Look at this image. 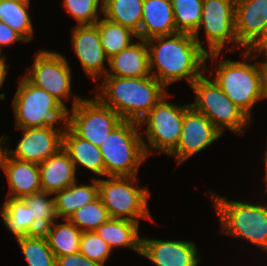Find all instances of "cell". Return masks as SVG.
<instances>
[{
	"label": "cell",
	"instance_id": "obj_9",
	"mask_svg": "<svg viewBox=\"0 0 267 266\" xmlns=\"http://www.w3.org/2000/svg\"><path fill=\"white\" fill-rule=\"evenodd\" d=\"M235 2L236 0H203L201 21L192 35L207 53V60L210 59L212 62L218 60L219 55L223 54L224 46L229 44V52L238 48L235 33ZM201 27L206 35L207 50L199 39Z\"/></svg>",
	"mask_w": 267,
	"mask_h": 266
},
{
	"label": "cell",
	"instance_id": "obj_20",
	"mask_svg": "<svg viewBox=\"0 0 267 266\" xmlns=\"http://www.w3.org/2000/svg\"><path fill=\"white\" fill-rule=\"evenodd\" d=\"M105 76L140 78L150 76L149 51L146 40L139 39L108 60Z\"/></svg>",
	"mask_w": 267,
	"mask_h": 266
},
{
	"label": "cell",
	"instance_id": "obj_5",
	"mask_svg": "<svg viewBox=\"0 0 267 266\" xmlns=\"http://www.w3.org/2000/svg\"><path fill=\"white\" fill-rule=\"evenodd\" d=\"M219 216L221 232L245 239L267 252V204L227 200L210 193Z\"/></svg>",
	"mask_w": 267,
	"mask_h": 266
},
{
	"label": "cell",
	"instance_id": "obj_43",
	"mask_svg": "<svg viewBox=\"0 0 267 266\" xmlns=\"http://www.w3.org/2000/svg\"><path fill=\"white\" fill-rule=\"evenodd\" d=\"M15 2H21V3H30V0H12Z\"/></svg>",
	"mask_w": 267,
	"mask_h": 266
},
{
	"label": "cell",
	"instance_id": "obj_22",
	"mask_svg": "<svg viewBox=\"0 0 267 266\" xmlns=\"http://www.w3.org/2000/svg\"><path fill=\"white\" fill-rule=\"evenodd\" d=\"M53 195L57 217L69 220L78 209L99 197L98 177L92 178L91 185H78L76 181Z\"/></svg>",
	"mask_w": 267,
	"mask_h": 266
},
{
	"label": "cell",
	"instance_id": "obj_7",
	"mask_svg": "<svg viewBox=\"0 0 267 266\" xmlns=\"http://www.w3.org/2000/svg\"><path fill=\"white\" fill-rule=\"evenodd\" d=\"M209 78L203 73L191 84L196 98L190 105L205 115L222 135L226 130L244 134L252 120Z\"/></svg>",
	"mask_w": 267,
	"mask_h": 266
},
{
	"label": "cell",
	"instance_id": "obj_41",
	"mask_svg": "<svg viewBox=\"0 0 267 266\" xmlns=\"http://www.w3.org/2000/svg\"><path fill=\"white\" fill-rule=\"evenodd\" d=\"M7 68H6V59H5V55H0V88H2V85L6 79V72Z\"/></svg>",
	"mask_w": 267,
	"mask_h": 266
},
{
	"label": "cell",
	"instance_id": "obj_27",
	"mask_svg": "<svg viewBox=\"0 0 267 266\" xmlns=\"http://www.w3.org/2000/svg\"><path fill=\"white\" fill-rule=\"evenodd\" d=\"M143 2L144 0H104L103 14L108 20L138 34L142 20Z\"/></svg>",
	"mask_w": 267,
	"mask_h": 266
},
{
	"label": "cell",
	"instance_id": "obj_4",
	"mask_svg": "<svg viewBox=\"0 0 267 266\" xmlns=\"http://www.w3.org/2000/svg\"><path fill=\"white\" fill-rule=\"evenodd\" d=\"M243 53L242 60H218L217 66L213 70L211 69L212 72H209V75H214L212 79L219 85L226 96L251 119L252 108L257 101L262 100V95L257 62L248 63L252 59H257L255 52L250 49L245 50Z\"/></svg>",
	"mask_w": 267,
	"mask_h": 266
},
{
	"label": "cell",
	"instance_id": "obj_23",
	"mask_svg": "<svg viewBox=\"0 0 267 266\" xmlns=\"http://www.w3.org/2000/svg\"><path fill=\"white\" fill-rule=\"evenodd\" d=\"M0 213L4 225L16 239L43 233L32 217L31 208L22 198H6Z\"/></svg>",
	"mask_w": 267,
	"mask_h": 266
},
{
	"label": "cell",
	"instance_id": "obj_3",
	"mask_svg": "<svg viewBox=\"0 0 267 266\" xmlns=\"http://www.w3.org/2000/svg\"><path fill=\"white\" fill-rule=\"evenodd\" d=\"M17 85L12 102L17 129L49 127L63 134L69 129L70 110L65 104L42 88L31 84L24 75ZM57 124L61 126L57 127Z\"/></svg>",
	"mask_w": 267,
	"mask_h": 266
},
{
	"label": "cell",
	"instance_id": "obj_31",
	"mask_svg": "<svg viewBox=\"0 0 267 266\" xmlns=\"http://www.w3.org/2000/svg\"><path fill=\"white\" fill-rule=\"evenodd\" d=\"M171 3L176 31L193 34L201 21L203 0H171Z\"/></svg>",
	"mask_w": 267,
	"mask_h": 266
},
{
	"label": "cell",
	"instance_id": "obj_8",
	"mask_svg": "<svg viewBox=\"0 0 267 266\" xmlns=\"http://www.w3.org/2000/svg\"><path fill=\"white\" fill-rule=\"evenodd\" d=\"M98 179L99 197L110 218L126 219L140 223V219L153 221L149 213L150 191L138 188L137 176H107Z\"/></svg>",
	"mask_w": 267,
	"mask_h": 266
},
{
	"label": "cell",
	"instance_id": "obj_2",
	"mask_svg": "<svg viewBox=\"0 0 267 266\" xmlns=\"http://www.w3.org/2000/svg\"><path fill=\"white\" fill-rule=\"evenodd\" d=\"M96 97L122 120L139 122L169 92L152 75L140 78L104 76Z\"/></svg>",
	"mask_w": 267,
	"mask_h": 266
},
{
	"label": "cell",
	"instance_id": "obj_18",
	"mask_svg": "<svg viewBox=\"0 0 267 266\" xmlns=\"http://www.w3.org/2000/svg\"><path fill=\"white\" fill-rule=\"evenodd\" d=\"M3 171L7 177L9 193L7 198H25L42 191L39 165L20 161L6 153Z\"/></svg>",
	"mask_w": 267,
	"mask_h": 266
},
{
	"label": "cell",
	"instance_id": "obj_1",
	"mask_svg": "<svg viewBox=\"0 0 267 266\" xmlns=\"http://www.w3.org/2000/svg\"><path fill=\"white\" fill-rule=\"evenodd\" d=\"M146 43L150 73L165 88L181 79L191 86L208 70L207 53L192 34L178 32L150 38Z\"/></svg>",
	"mask_w": 267,
	"mask_h": 266
},
{
	"label": "cell",
	"instance_id": "obj_28",
	"mask_svg": "<svg viewBox=\"0 0 267 266\" xmlns=\"http://www.w3.org/2000/svg\"><path fill=\"white\" fill-rule=\"evenodd\" d=\"M95 24L98 26L101 45L108 59L129 47L134 36L137 38V34L129 28L105 17H101Z\"/></svg>",
	"mask_w": 267,
	"mask_h": 266
},
{
	"label": "cell",
	"instance_id": "obj_39",
	"mask_svg": "<svg viewBox=\"0 0 267 266\" xmlns=\"http://www.w3.org/2000/svg\"><path fill=\"white\" fill-rule=\"evenodd\" d=\"M252 50L255 52L256 58L260 57L261 55L265 58L267 57V32Z\"/></svg>",
	"mask_w": 267,
	"mask_h": 266
},
{
	"label": "cell",
	"instance_id": "obj_35",
	"mask_svg": "<svg viewBox=\"0 0 267 266\" xmlns=\"http://www.w3.org/2000/svg\"><path fill=\"white\" fill-rule=\"evenodd\" d=\"M111 247L95 232H82L79 252L102 266L110 258Z\"/></svg>",
	"mask_w": 267,
	"mask_h": 266
},
{
	"label": "cell",
	"instance_id": "obj_14",
	"mask_svg": "<svg viewBox=\"0 0 267 266\" xmlns=\"http://www.w3.org/2000/svg\"><path fill=\"white\" fill-rule=\"evenodd\" d=\"M24 132L17 143L16 149L6 144L7 153L20 161L42 163L63 147V133L49 127L20 129Z\"/></svg>",
	"mask_w": 267,
	"mask_h": 266
},
{
	"label": "cell",
	"instance_id": "obj_13",
	"mask_svg": "<svg viewBox=\"0 0 267 266\" xmlns=\"http://www.w3.org/2000/svg\"><path fill=\"white\" fill-rule=\"evenodd\" d=\"M212 122L191 105L185 110L181 136L176 148L169 154L180 165L221 137Z\"/></svg>",
	"mask_w": 267,
	"mask_h": 266
},
{
	"label": "cell",
	"instance_id": "obj_12",
	"mask_svg": "<svg viewBox=\"0 0 267 266\" xmlns=\"http://www.w3.org/2000/svg\"><path fill=\"white\" fill-rule=\"evenodd\" d=\"M36 53L33 65L27 68L24 77L31 84L42 88L60 103L65 104V100L71 97L72 83V70L67 59L56 51L39 49Z\"/></svg>",
	"mask_w": 267,
	"mask_h": 266
},
{
	"label": "cell",
	"instance_id": "obj_17",
	"mask_svg": "<svg viewBox=\"0 0 267 266\" xmlns=\"http://www.w3.org/2000/svg\"><path fill=\"white\" fill-rule=\"evenodd\" d=\"M154 266H198L200 256L194 242L141 237V254Z\"/></svg>",
	"mask_w": 267,
	"mask_h": 266
},
{
	"label": "cell",
	"instance_id": "obj_26",
	"mask_svg": "<svg viewBox=\"0 0 267 266\" xmlns=\"http://www.w3.org/2000/svg\"><path fill=\"white\" fill-rule=\"evenodd\" d=\"M43 234L56 258L79 251L82 231L68 219L58 224L56 219Z\"/></svg>",
	"mask_w": 267,
	"mask_h": 266
},
{
	"label": "cell",
	"instance_id": "obj_21",
	"mask_svg": "<svg viewBox=\"0 0 267 266\" xmlns=\"http://www.w3.org/2000/svg\"><path fill=\"white\" fill-rule=\"evenodd\" d=\"M38 165L41 188L44 192L54 194L76 182L74 163L63 148Z\"/></svg>",
	"mask_w": 267,
	"mask_h": 266
},
{
	"label": "cell",
	"instance_id": "obj_42",
	"mask_svg": "<svg viewBox=\"0 0 267 266\" xmlns=\"http://www.w3.org/2000/svg\"><path fill=\"white\" fill-rule=\"evenodd\" d=\"M263 161L265 162V177H264V181H265V184H266V188H267V149L265 150V156H264V159Z\"/></svg>",
	"mask_w": 267,
	"mask_h": 266
},
{
	"label": "cell",
	"instance_id": "obj_38",
	"mask_svg": "<svg viewBox=\"0 0 267 266\" xmlns=\"http://www.w3.org/2000/svg\"><path fill=\"white\" fill-rule=\"evenodd\" d=\"M257 70L259 74V84L262 99H267V60H258Z\"/></svg>",
	"mask_w": 267,
	"mask_h": 266
},
{
	"label": "cell",
	"instance_id": "obj_24",
	"mask_svg": "<svg viewBox=\"0 0 267 266\" xmlns=\"http://www.w3.org/2000/svg\"><path fill=\"white\" fill-rule=\"evenodd\" d=\"M74 163L75 170L81 165L90 172L105 176L103 156L98 146L76 136L70 129L63 134V147Z\"/></svg>",
	"mask_w": 267,
	"mask_h": 266
},
{
	"label": "cell",
	"instance_id": "obj_37",
	"mask_svg": "<svg viewBox=\"0 0 267 266\" xmlns=\"http://www.w3.org/2000/svg\"><path fill=\"white\" fill-rule=\"evenodd\" d=\"M18 41L27 43L18 32L13 30L6 23L0 21V51H2L4 46L7 47Z\"/></svg>",
	"mask_w": 267,
	"mask_h": 266
},
{
	"label": "cell",
	"instance_id": "obj_16",
	"mask_svg": "<svg viewBox=\"0 0 267 266\" xmlns=\"http://www.w3.org/2000/svg\"><path fill=\"white\" fill-rule=\"evenodd\" d=\"M71 40L76 57L88 77L91 80H101L100 78L104 77L108 70L104 62L107 61L108 64L109 59L101 45L98 26L96 24L74 26Z\"/></svg>",
	"mask_w": 267,
	"mask_h": 266
},
{
	"label": "cell",
	"instance_id": "obj_29",
	"mask_svg": "<svg viewBox=\"0 0 267 266\" xmlns=\"http://www.w3.org/2000/svg\"><path fill=\"white\" fill-rule=\"evenodd\" d=\"M30 3L0 0V21L18 32L27 43L32 41L33 25L28 12Z\"/></svg>",
	"mask_w": 267,
	"mask_h": 266
},
{
	"label": "cell",
	"instance_id": "obj_33",
	"mask_svg": "<svg viewBox=\"0 0 267 266\" xmlns=\"http://www.w3.org/2000/svg\"><path fill=\"white\" fill-rule=\"evenodd\" d=\"M51 195L52 193L40 191L23 198L26 204L31 208L35 223L43 231L58 218L54 198H50Z\"/></svg>",
	"mask_w": 267,
	"mask_h": 266
},
{
	"label": "cell",
	"instance_id": "obj_19",
	"mask_svg": "<svg viewBox=\"0 0 267 266\" xmlns=\"http://www.w3.org/2000/svg\"><path fill=\"white\" fill-rule=\"evenodd\" d=\"M178 33L175 27L171 0H144L138 39L148 40L158 36Z\"/></svg>",
	"mask_w": 267,
	"mask_h": 266
},
{
	"label": "cell",
	"instance_id": "obj_40",
	"mask_svg": "<svg viewBox=\"0 0 267 266\" xmlns=\"http://www.w3.org/2000/svg\"><path fill=\"white\" fill-rule=\"evenodd\" d=\"M7 139L9 138L6 137L5 135L0 137V171L3 170V161L7 153L6 145H5V143L8 141Z\"/></svg>",
	"mask_w": 267,
	"mask_h": 266
},
{
	"label": "cell",
	"instance_id": "obj_30",
	"mask_svg": "<svg viewBox=\"0 0 267 266\" xmlns=\"http://www.w3.org/2000/svg\"><path fill=\"white\" fill-rule=\"evenodd\" d=\"M29 266H56L57 258L43 233L16 239Z\"/></svg>",
	"mask_w": 267,
	"mask_h": 266
},
{
	"label": "cell",
	"instance_id": "obj_10",
	"mask_svg": "<svg viewBox=\"0 0 267 266\" xmlns=\"http://www.w3.org/2000/svg\"><path fill=\"white\" fill-rule=\"evenodd\" d=\"M172 95H165L138 123L140 129L146 124V138L143 141L147 156L158 150L169 155L177 146L183 125L185 110L190 106L176 105L166 101ZM152 148V149H151Z\"/></svg>",
	"mask_w": 267,
	"mask_h": 266
},
{
	"label": "cell",
	"instance_id": "obj_36",
	"mask_svg": "<svg viewBox=\"0 0 267 266\" xmlns=\"http://www.w3.org/2000/svg\"><path fill=\"white\" fill-rule=\"evenodd\" d=\"M56 266H102L94 261H91L79 251L73 254L58 257Z\"/></svg>",
	"mask_w": 267,
	"mask_h": 266
},
{
	"label": "cell",
	"instance_id": "obj_11",
	"mask_svg": "<svg viewBox=\"0 0 267 266\" xmlns=\"http://www.w3.org/2000/svg\"><path fill=\"white\" fill-rule=\"evenodd\" d=\"M69 113V129L78 137L100 146L123 120L96 96L87 99L75 95Z\"/></svg>",
	"mask_w": 267,
	"mask_h": 266
},
{
	"label": "cell",
	"instance_id": "obj_34",
	"mask_svg": "<svg viewBox=\"0 0 267 266\" xmlns=\"http://www.w3.org/2000/svg\"><path fill=\"white\" fill-rule=\"evenodd\" d=\"M103 2L104 0H63V7L76 19L77 25H93L101 18L100 13L103 15Z\"/></svg>",
	"mask_w": 267,
	"mask_h": 266
},
{
	"label": "cell",
	"instance_id": "obj_6",
	"mask_svg": "<svg viewBox=\"0 0 267 266\" xmlns=\"http://www.w3.org/2000/svg\"><path fill=\"white\" fill-rule=\"evenodd\" d=\"M139 130L138 122L123 120L101 143L106 177L138 176V169L147 158Z\"/></svg>",
	"mask_w": 267,
	"mask_h": 266
},
{
	"label": "cell",
	"instance_id": "obj_32",
	"mask_svg": "<svg viewBox=\"0 0 267 266\" xmlns=\"http://www.w3.org/2000/svg\"><path fill=\"white\" fill-rule=\"evenodd\" d=\"M110 218L100 197L78 209L69 219L82 232L95 231Z\"/></svg>",
	"mask_w": 267,
	"mask_h": 266
},
{
	"label": "cell",
	"instance_id": "obj_15",
	"mask_svg": "<svg viewBox=\"0 0 267 266\" xmlns=\"http://www.w3.org/2000/svg\"><path fill=\"white\" fill-rule=\"evenodd\" d=\"M267 32V0H236L235 33L238 49H253Z\"/></svg>",
	"mask_w": 267,
	"mask_h": 266
},
{
	"label": "cell",
	"instance_id": "obj_25",
	"mask_svg": "<svg viewBox=\"0 0 267 266\" xmlns=\"http://www.w3.org/2000/svg\"><path fill=\"white\" fill-rule=\"evenodd\" d=\"M139 223L126 219L109 218L95 232L111 247H127L141 254Z\"/></svg>",
	"mask_w": 267,
	"mask_h": 266
}]
</instances>
